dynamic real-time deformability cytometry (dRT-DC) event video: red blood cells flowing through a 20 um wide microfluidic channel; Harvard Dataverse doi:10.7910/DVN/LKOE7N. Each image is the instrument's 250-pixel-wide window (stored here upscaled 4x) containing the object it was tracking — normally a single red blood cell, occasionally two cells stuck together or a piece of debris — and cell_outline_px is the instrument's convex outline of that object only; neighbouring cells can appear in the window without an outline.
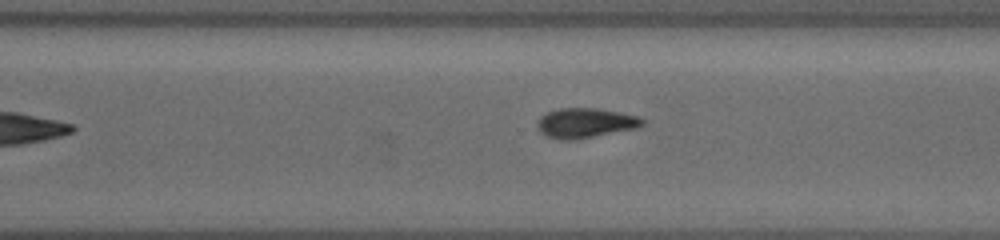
{"species": "common noctule bat (a hibernating species)", "species_latin": "Nyctalus noctula", "temperature_condition": "cold", "stored_images_in_passage": 31, "segment_of_instrument_passage": [2, 2], "camera_frame_rate_fps": 3000, "um_per_image_px": 0.085, "animal": {"sex": "female", "body_mass_g": 19.5, "forearm_length_mm": 54.1}, "frame": {"image": 1, "passage_image": 31, "time_ms": 15.0, "image_size_px": [1000, 240], "cell_outline_px": [[644, 124], [640, 128], [576, 140], [564, 140], [548, 136], [540, 132], [536, 124], [540, 116], [556, 108], [596, 108], [636, 116], [644, 120]], "centroid_in_image_um": [49.75, 10.46], "position_along_channel_um": 320.8, "area_um2": 18.32}}